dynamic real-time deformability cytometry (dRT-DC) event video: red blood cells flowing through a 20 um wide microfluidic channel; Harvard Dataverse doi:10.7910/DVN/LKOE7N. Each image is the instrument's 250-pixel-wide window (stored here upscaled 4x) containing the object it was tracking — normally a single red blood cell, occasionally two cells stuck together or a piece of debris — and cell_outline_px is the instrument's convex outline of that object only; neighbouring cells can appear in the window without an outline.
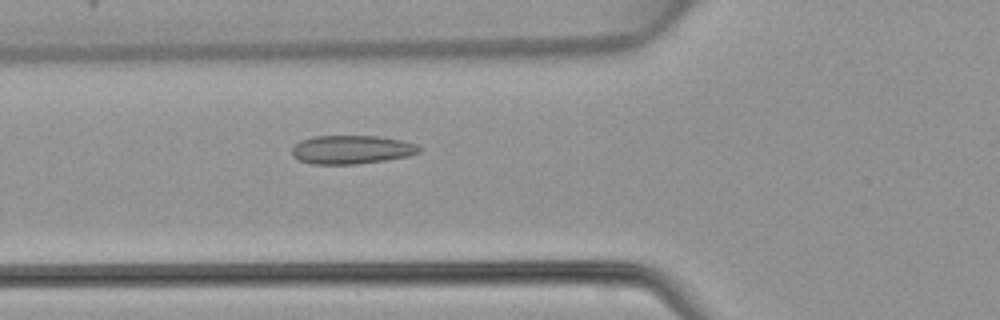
{"species": "common noctule bat (a hibernating species)", "species_latin": "Nyctalus noctula", "temperature_condition": "warm", "stored_images_in_passage": 42, "camera_frame_rate_fps": 3000, "um_per_image_px": 0.085, "animal": {"sex": "female", "body_mass_g": 22.7, "forearm_length_mm": 54.2}, "frame": {"image": 1, "passage_image": 12, "time_ms": 3.667, "image_size_px": [1000, 320], "cell_outline_px": [[420, 152], [408, 156], [388, 160], [356, 164], [312, 164], [300, 160], [292, 156], [292, 148], [300, 140], [312, 136], [376, 136], [400, 140], [416, 144], [420, 148]], "centroid_in_image_um": [29.87, 12.72], "position_along_channel_um": 95.9, "area_um2": 21.21}}
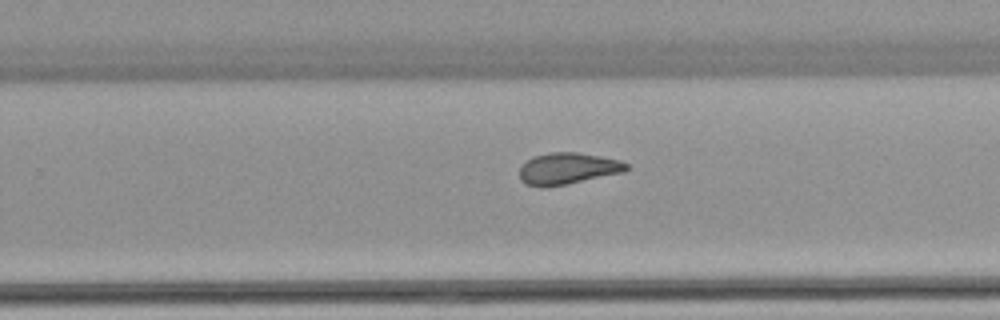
{"frame": {"image": 2, "passage_image": 25, "time_ms": 8.0, "image_size_px": [1000, 320], "cell_outline_px": [[628, 168], [624, 172], [564, 184], [540, 188], [524, 184], [520, 180], [520, 168], [528, 160], [536, 156], [548, 152], [576, 152], [600, 156], [620, 160], [628, 164]], "centroid_in_image_um": [48.24, 14.33], "position_along_channel_um": 281.6, "area_um2": 19.48}}
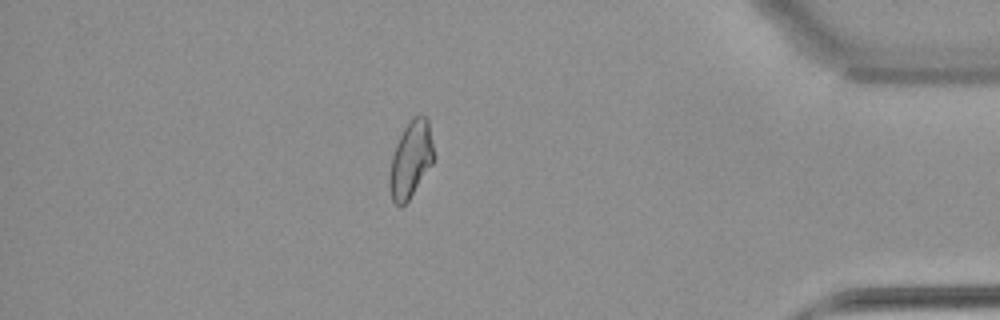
{"frame": {"image": 3, "passage_image": 36, "time_ms": 11.667, "image_size_px": [1000, 320], "cell_outline_px": [[432, 164], [408, 200], [400, 208], [392, 200], [388, 188], [388, 176], [392, 156], [396, 144], [404, 128], [412, 116], [424, 116], [428, 120], [432, 140]], "centroid_in_image_um": [34.87, 13.58], "position_along_channel_um": 400.3, "area_um2": 19.48}}